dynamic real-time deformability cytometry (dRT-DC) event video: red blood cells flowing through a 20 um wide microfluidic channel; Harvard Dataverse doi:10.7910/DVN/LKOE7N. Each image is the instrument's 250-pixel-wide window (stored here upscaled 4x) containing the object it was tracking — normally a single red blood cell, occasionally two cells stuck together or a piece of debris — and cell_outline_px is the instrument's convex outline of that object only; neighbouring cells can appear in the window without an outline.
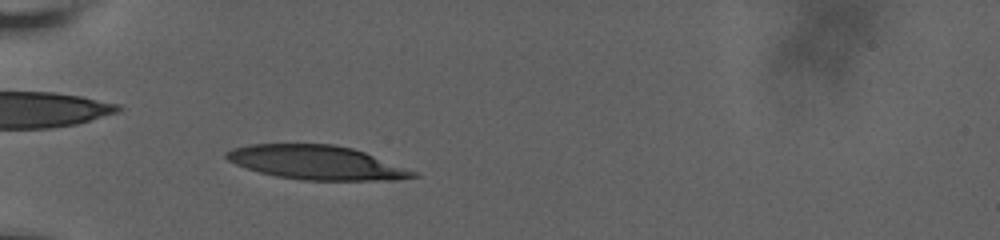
{"species": "human", "species_latin": "Homo sapiens", "temperature_condition": "room temperature", "stored_images_in_passage": 37, "camera_frame_rate_fps": 3000, "um_per_image_px": 0.085, "donor": {"sex": "male"}, "frame": {"image": 1, "passage_image": 18, "time_ms": 4.0, "image_size_px": [1000, 240], "cell_outline_px": [[420, 176], [396, 180], [304, 180], [276, 176], [260, 172], [236, 164], [228, 160], [224, 156], [224, 152], [232, 148], [248, 144], [332, 144], [352, 148], [364, 152], [416, 172]], "centroid_in_image_um": [26.87, 13.81], "position_along_channel_um": 58.1, "area_um2": 36.76}}
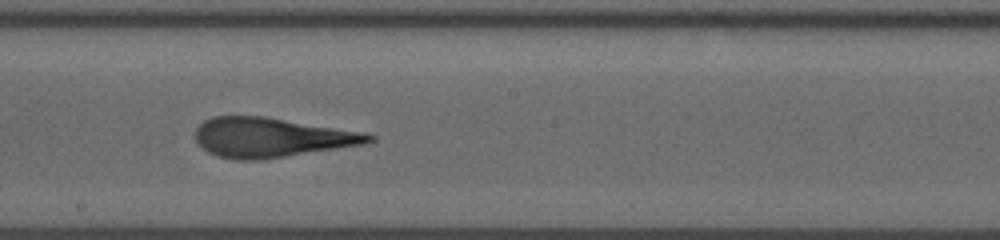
{"frame": {"image": 2, "passage_image": 27, "time_ms": 9.0, "image_size_px": [1000, 240], "cell_outline_px": [[376, 140], [364, 144], [260, 160], [236, 160], [216, 156], [208, 152], [196, 140], [196, 128], [204, 120], [212, 116], [264, 116], [364, 132], [376, 136]], "centroid_in_image_um": [23.06, 11.68], "position_along_channel_um": 225.1, "area_um2": 39.88}}
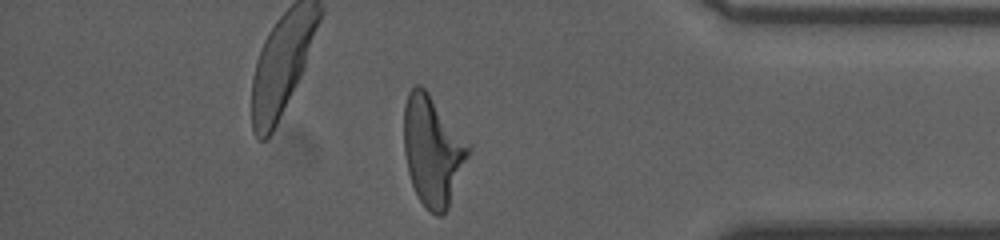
{"frame": {"image": 3, "passage_image": 36, "time_ms": 14.333, "image_size_px": [1000, 240], "cell_outline_px": [[472, 148], [448, 208], [440, 216], [436, 216], [420, 200], [412, 184], [408, 172], [404, 152], [404, 104], [408, 92], [416, 84], [420, 84], [428, 92]], "centroid_in_image_um": [36.76, 12.79], "position_along_channel_um": 398.4, "area_um2": 40.75}, "authors_computed_cell_mechanics": {"area_um2": 38.437, "velocity_mm_per_s": 3.6483, "shape_relaxation_time_tau1_ms": 6.8096, "shape_relaxation_time_tau2_ms": 1.5771, "deformation_change_tau1": 0.2692, "deformation_change_tau2": 0.1121}}